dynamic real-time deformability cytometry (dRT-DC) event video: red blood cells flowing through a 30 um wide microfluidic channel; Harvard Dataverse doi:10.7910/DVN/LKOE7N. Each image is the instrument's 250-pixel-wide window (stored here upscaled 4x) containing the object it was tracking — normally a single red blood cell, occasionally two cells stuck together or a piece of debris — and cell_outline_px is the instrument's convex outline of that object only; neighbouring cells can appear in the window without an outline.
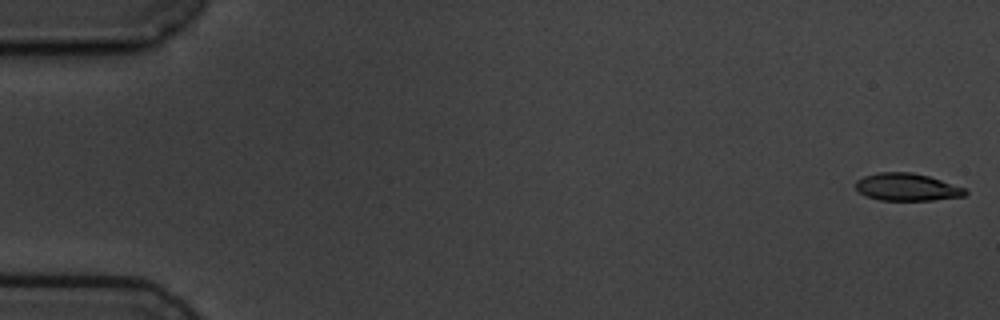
{"species": "common noctule bat (a hibernating species)", "species_latin": "Nyctalus noctula", "temperature_condition": "cold", "stored_images_in_passage": 5, "camera_frame_rate_fps": 3000, "um_per_image_px": 0.085, "animal": {"sex": "male", "body_mass_g": 19.5, "forearm_length_mm": 54.6}, "frame": {"image": 1, "passage_image": 1, "time_ms": 0.0, "image_size_px": [1000, 320], "cell_outline_px": [[968, 192], [964, 196], [932, 200], [880, 200], [864, 196], [856, 188], [856, 180], [864, 176], [880, 172], [912, 172], [928, 176], [964, 188]], "centroid_in_image_um": [77.06, 15.9], "position_along_channel_um": 7.9, "area_um2": 17.4}}
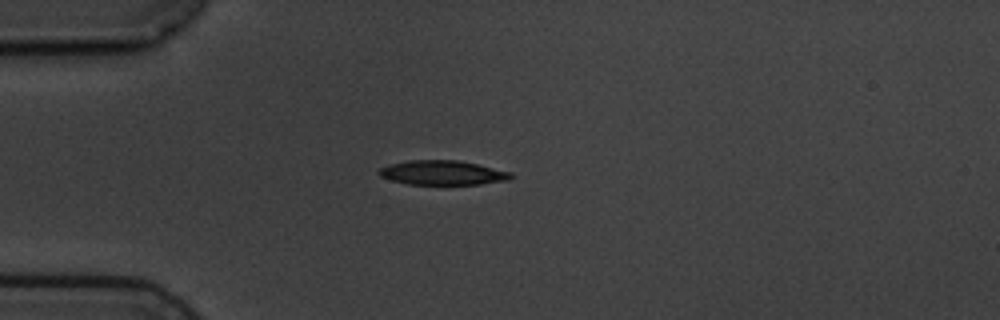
{"frame": {"image": 2, "passage_image": 5, "time_ms": 4.667, "image_size_px": [1000, 320], "cell_outline_px": [[512, 176], [508, 180], [480, 184], [408, 184], [392, 180], [380, 176], [376, 172], [380, 168], [392, 164], [408, 160], [460, 160], [512, 172]], "centroid_in_image_um": [37.62, 14.68], "position_along_channel_um": 47.4, "area_um2": 18.67}}